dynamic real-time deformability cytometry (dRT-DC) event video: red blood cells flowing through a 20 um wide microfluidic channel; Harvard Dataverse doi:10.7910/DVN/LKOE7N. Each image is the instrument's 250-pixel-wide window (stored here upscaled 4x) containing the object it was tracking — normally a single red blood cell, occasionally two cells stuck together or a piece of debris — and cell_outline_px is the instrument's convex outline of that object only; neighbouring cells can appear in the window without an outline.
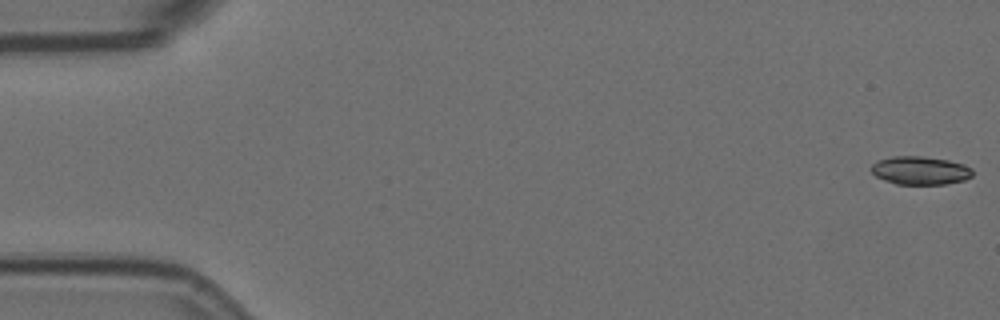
{"species": "Egyptian fruit bat (a non-hibernating species)", "species_latin": "Rousettus aegyptiacus", "temperature_condition": "room temperature", "stored_images_in_passage": 55, "camera_frame_rate_fps": 3000, "um_per_image_px": 0.085, "animal": {"sex": "female"}, "frame": {"image": 1, "passage_image": 1, "time_ms": 0.0, "image_size_px": [1000, 320], "cell_outline_px": [[972, 176], [964, 180], [944, 184], [896, 184], [884, 180], [876, 176], [868, 168], [876, 160], [892, 156], [920, 156], [948, 160], [964, 164], [972, 168]], "centroid_in_image_um": [78.18, 14.48], "position_along_channel_um": 6.8, "area_um2": 16.82}}
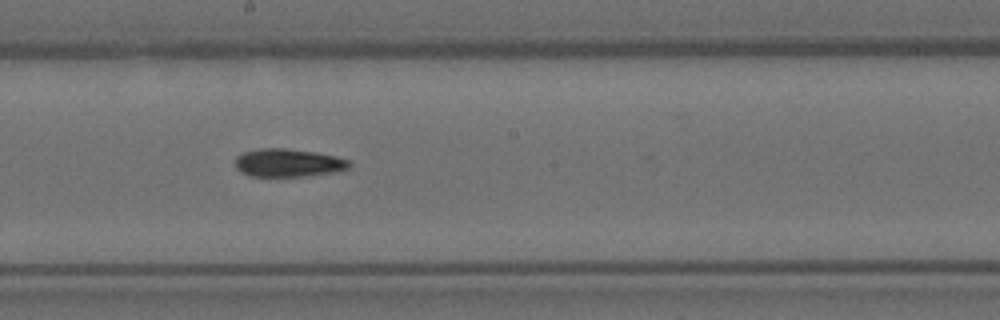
{"frame": {"image": 2, "passage_image": 31, "time_ms": 10.0, "image_size_px": [1000, 320], "cell_outline_px": [[352, 168], [332, 172], [308, 176], [248, 176], [240, 172], [236, 168], [236, 156], [244, 152], [260, 148], [284, 148], [316, 152], [336, 156], [348, 160], [352, 164]], "centroid_in_image_um": [24.51, 13.84], "position_along_channel_um": 223.7, "area_um2": 18.79}}
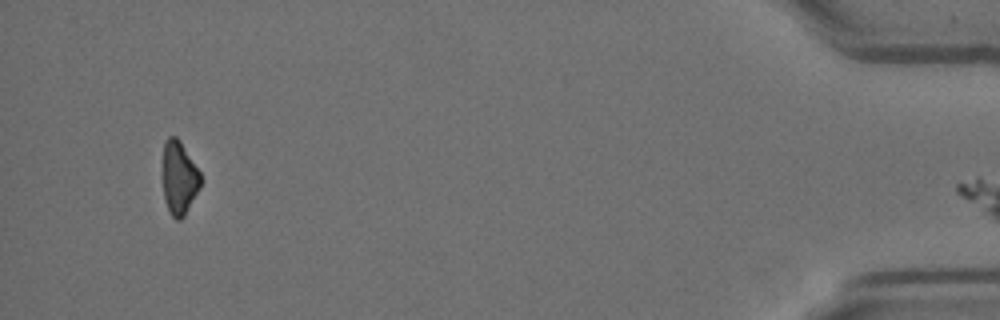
{"frame": {"image": 3, "passage_image": 54, "time_ms": 17.667, "image_size_px": [1000, 320], "cell_outline_px": [[200, 188], [184, 216], [180, 220], [176, 220], [172, 216], [168, 208], [164, 196], [164, 144], [168, 136], [176, 136], [180, 140], [200, 172]], "centroid_in_image_um": [15.24, 15.12], "position_along_channel_um": 420.0, "area_um2": 15.84}, "authors_computed_cell_mechanics": {"area_um2": 18.0914, "velocity_mm_per_s": 3.5941, "shape_relaxation_time_tau1_ms": 4.0431, "shape_relaxation_time_tau2_ms": 6.6356, "deformation_change_tau1": 0.1906, "deformation_change_tau2": 0.1488}}